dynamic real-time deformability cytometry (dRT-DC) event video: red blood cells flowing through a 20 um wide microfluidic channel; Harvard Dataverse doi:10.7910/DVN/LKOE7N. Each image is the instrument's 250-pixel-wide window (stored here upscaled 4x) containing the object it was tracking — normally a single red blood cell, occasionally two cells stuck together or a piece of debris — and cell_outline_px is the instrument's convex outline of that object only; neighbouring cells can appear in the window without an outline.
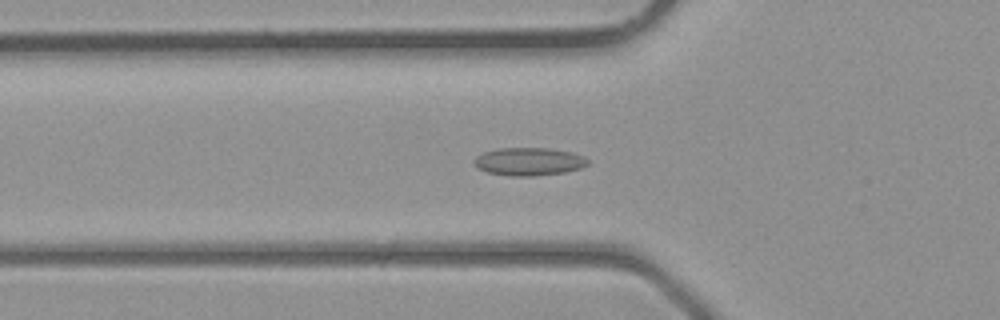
{"species": "common noctule bat (a hibernating species)", "species_latin": "Nyctalus noctula", "temperature_condition": "room temperature", "stored_images_in_passage": 39, "camera_frame_rate_fps": 3000, "um_per_image_px": 0.085, "animal": {"sex": "male", "body_mass_g": 23.1, "forearm_length_mm": 52.7}, "frame": {"image": 1, "passage_image": 13, "time_ms": 4.0, "image_size_px": [1000, 320], "cell_outline_px": [[588, 164], [580, 168], [564, 172], [536, 176], [508, 176], [488, 172], [476, 168], [472, 164], [472, 160], [476, 156], [484, 152], [496, 148], [552, 148], [572, 152], [584, 156], [588, 160]], "centroid_in_image_um": [44.91, 13.73], "position_along_channel_um": 80.9, "area_um2": 18.79}}
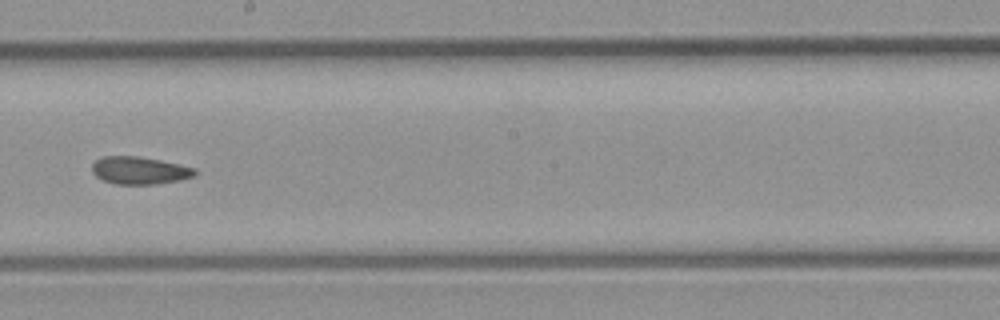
{"frame": {"image": 2, "passage_image": 22, "time_ms": 7.0, "image_size_px": [1000, 320], "cell_outline_px": [[196, 176], [180, 180], [156, 184], [116, 184], [104, 180], [96, 176], [92, 172], [92, 164], [96, 160], [104, 156], [140, 156], [160, 160], [196, 168]], "centroid_in_image_um": [11.88, 14.48], "position_along_channel_um": 236.3, "area_um2": 16.53}}
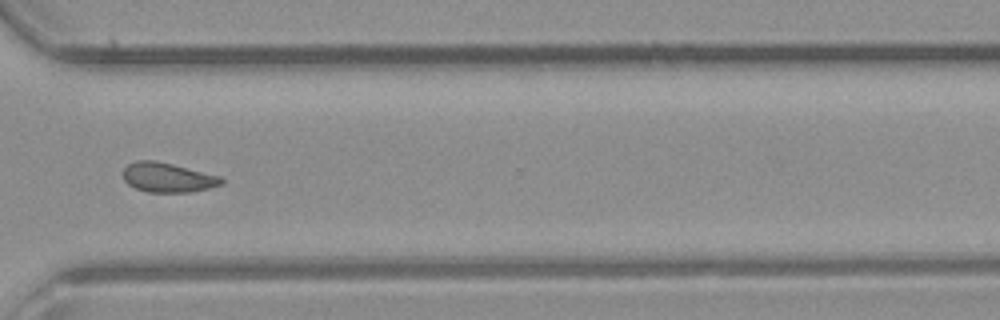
{"frame": {"image": 3, "passage_image": 29, "time_ms": 9.333, "image_size_px": [1000, 320], "cell_outline_px": [[224, 184], [192, 192], [148, 192], [136, 188], [128, 184], [124, 180], [124, 168], [128, 164], [136, 160], [156, 160], [220, 176], [224, 180]], "centroid_in_image_um": [14.26, 15.08], "position_along_channel_um": 356.3, "area_um2": 16.88}}